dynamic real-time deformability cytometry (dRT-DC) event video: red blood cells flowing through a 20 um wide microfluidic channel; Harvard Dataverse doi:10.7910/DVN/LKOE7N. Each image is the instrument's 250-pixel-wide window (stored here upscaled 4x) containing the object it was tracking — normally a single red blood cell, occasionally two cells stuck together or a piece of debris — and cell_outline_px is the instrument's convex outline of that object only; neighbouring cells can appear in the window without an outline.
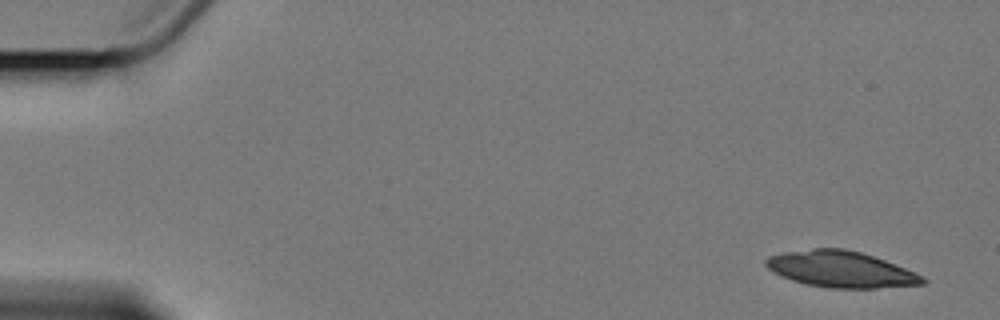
{"species": "Egyptian fruit bat (a non-hibernating species)", "species_latin": "Rousettus aegyptiacus", "temperature_condition": "cold", "stored_images_in_passage": 5, "camera_frame_rate_fps": 3000, "um_per_image_px": 0.085, "animal": {"sex": "female"}, "frame": {"image": 1, "passage_image": 1, "time_ms": 0.0, "image_size_px": [1000, 320], "cell_outline_px": [[928, 280], [924, 284], [876, 288], [832, 288], [808, 284], [792, 280], [768, 268], [764, 264], [764, 260], [768, 256], [784, 252], [812, 248], [844, 248], [860, 252], [884, 260], [924, 276]], "centroid_in_image_um": [71.48, 22.88], "position_along_channel_um": 13.5, "area_um2": 32.77}}